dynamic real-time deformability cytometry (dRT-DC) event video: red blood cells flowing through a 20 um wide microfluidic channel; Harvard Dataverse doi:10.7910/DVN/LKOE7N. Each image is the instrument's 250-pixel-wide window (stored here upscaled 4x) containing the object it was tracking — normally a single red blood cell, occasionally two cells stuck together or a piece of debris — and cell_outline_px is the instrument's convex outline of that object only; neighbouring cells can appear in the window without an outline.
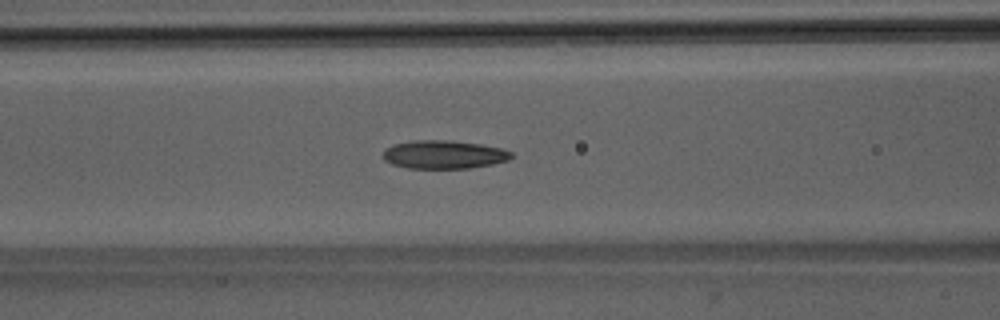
{"species": "Egyptian fruit bat (a non-hibernating species)", "species_latin": "Rousettus aegyptiacus", "temperature_condition": "room temperature", "stored_images_in_passage": 41, "camera_frame_rate_fps": 3000, "um_per_image_px": 0.085, "animal": {"sex": "male"}, "frame": {"image": 1, "passage_image": 11, "time_ms": 3.333, "image_size_px": [1000, 320], "cell_outline_px": [[512, 156], [508, 160], [492, 164], [468, 168], [408, 168], [392, 164], [384, 160], [384, 148], [392, 144], [412, 140], [452, 140], [480, 144], [500, 148], [512, 152]], "centroid_in_image_um": [37.69, 13.12], "position_along_channel_um": 128.9, "area_um2": 21.21}}
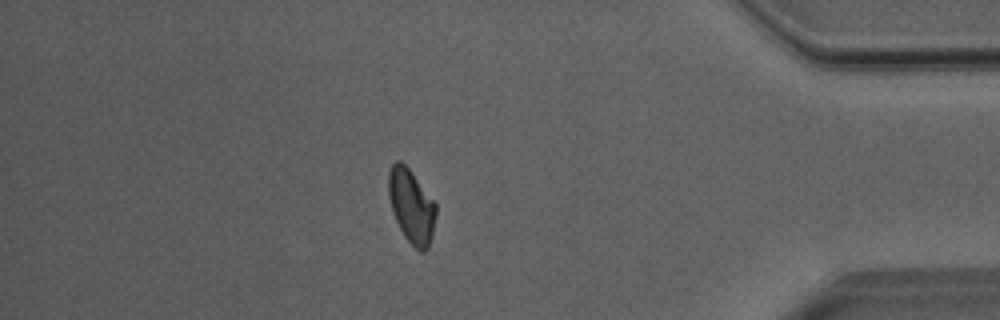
{"frame": {"image": 2, "passage_image": 34, "time_ms": 11.0, "image_size_px": [1000, 320], "cell_outline_px": [[436, 216], [432, 236], [428, 248], [424, 252], [420, 252], [404, 236], [392, 212], [388, 192], [388, 172], [392, 164], [396, 160], [400, 160], [408, 168], [436, 204]], "centroid_in_image_um": [34.96, 17.52], "position_along_channel_um": 400.2, "area_um2": 20.23}}
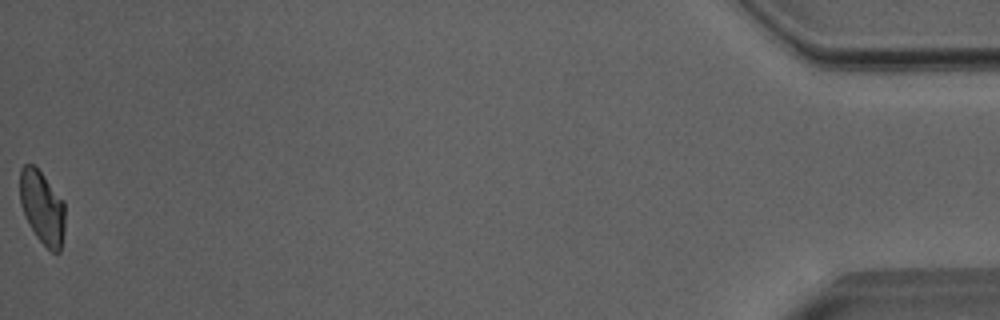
{"frame": {"image": 3, "passage_image": 41, "time_ms": 13.333, "image_size_px": [1000, 320], "cell_outline_px": [[64, 232], [60, 252], [52, 252], [36, 236], [28, 224], [20, 204], [20, 168], [24, 164], [32, 164], [40, 172], [64, 200]], "centroid_in_image_um": [3.58, 17.64], "position_along_channel_um": 431.6, "area_um2": 19.19}, "authors_computed_cell_mechanics": {"area_um2": 20.4034, "velocity_mm_per_s": 4.0176, "shape_relaxation_time_tau1_ms": 8.6543, "shape_relaxation_time_tau2_ms": 3.7294, "deformation_change_tau1": 0.2043, "deformation_change_tau2": 0.1203}}